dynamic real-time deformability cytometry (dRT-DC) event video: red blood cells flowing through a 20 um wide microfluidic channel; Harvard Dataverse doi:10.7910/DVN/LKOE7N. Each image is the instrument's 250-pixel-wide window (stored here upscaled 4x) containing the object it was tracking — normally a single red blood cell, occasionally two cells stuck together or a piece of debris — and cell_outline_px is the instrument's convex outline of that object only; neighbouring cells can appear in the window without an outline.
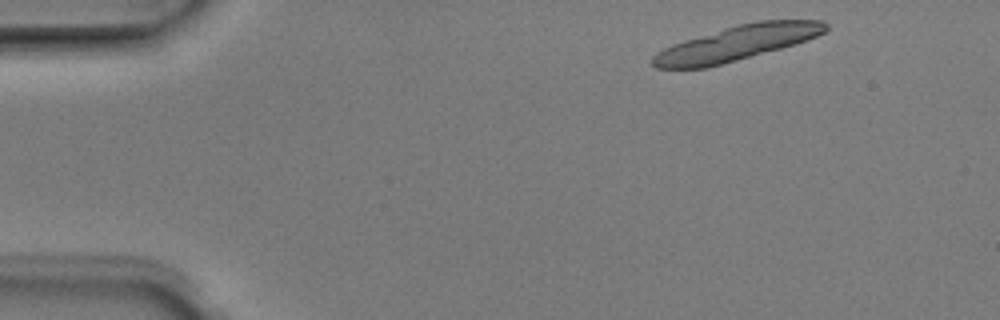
{"species": "Egyptian fruit bat (a non-hibernating species)", "species_latin": "Rousettus aegyptiacus", "temperature_condition": "room temperature", "stored_images_in_passage": 8, "camera_frame_rate_fps": 3000, "um_per_image_px": 0.085, "animal": {"sex": "male"}, "frame": {"image": 1, "passage_image": 1, "time_ms": 0.0, "image_size_px": [1000, 320], "cell_outline_px": [[828, 28], [824, 32], [816, 36], [796, 44], [708, 68], [656, 68], [652, 64], [652, 56], [656, 52], [672, 44], [684, 40], [736, 24], [756, 20], [824, 20], [828, 24]], "centroid_in_image_um": [62.63, 3.66], "position_along_channel_um": 22.4, "area_um2": 35.26}}
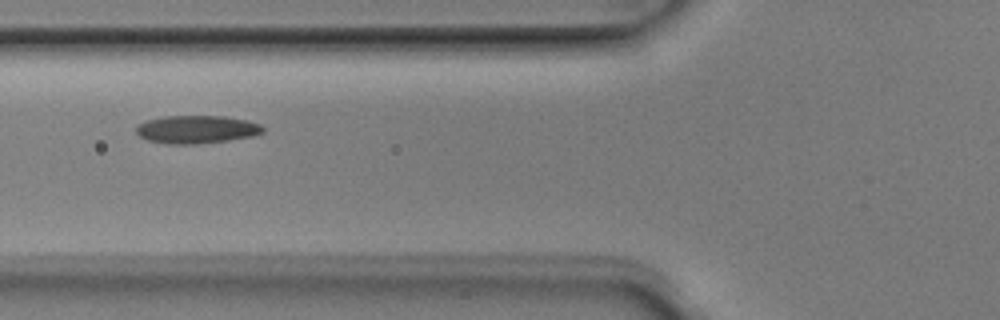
{"frame": {"image": 2, "passage_image": 5, "time_ms": 1.333, "image_size_px": [1000, 320], "cell_outline_px": [[264, 132], [252, 136], [228, 140], [196, 144], [168, 144], [148, 140], [140, 136], [136, 132], [136, 128], [140, 124], [148, 120], [164, 116], [224, 116], [248, 120], [260, 124], [264, 128]], "centroid_in_image_um": [16.74, 11.0], "position_along_channel_um": 109.1, "area_um2": 20.58}}
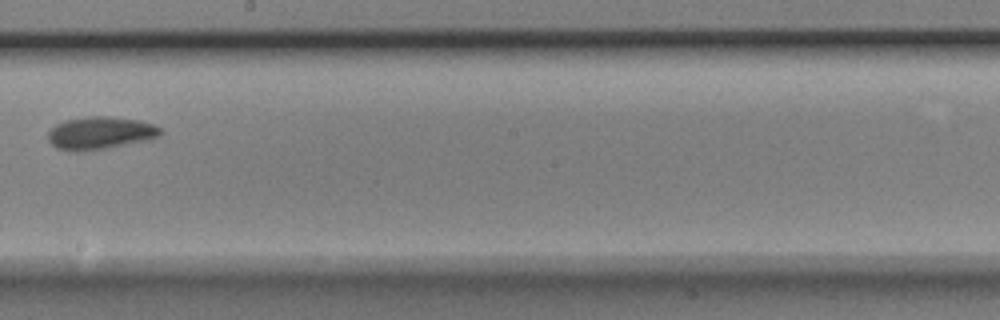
{"frame": {"image": 3, "passage_image": 8, "time_ms": 2.333, "image_size_px": [1000, 320], "cell_outline_px": [[164, 132], [160, 136], [148, 140], [104, 148], [56, 148], [48, 140], [48, 132], [56, 124], [64, 120], [88, 116], [112, 116], [140, 120], [152, 124], [160, 128]], "centroid_in_image_um": [8.58, 11.24], "position_along_channel_um": 239.6, "area_um2": 20.75}}